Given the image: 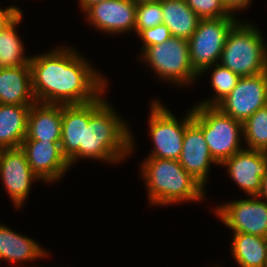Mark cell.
Masks as SVG:
<instances>
[{"label": "cell", "instance_id": "6da1fadb", "mask_svg": "<svg viewBox=\"0 0 267 267\" xmlns=\"http://www.w3.org/2000/svg\"><path fill=\"white\" fill-rule=\"evenodd\" d=\"M74 49L57 47L31 56L32 88L37 103L80 105L105 93L107 81Z\"/></svg>", "mask_w": 267, "mask_h": 267}, {"label": "cell", "instance_id": "7a4b0ae2", "mask_svg": "<svg viewBox=\"0 0 267 267\" xmlns=\"http://www.w3.org/2000/svg\"><path fill=\"white\" fill-rule=\"evenodd\" d=\"M101 94L89 103V123L84 124L83 159L117 163L132 154L134 136L127 122Z\"/></svg>", "mask_w": 267, "mask_h": 267}, {"label": "cell", "instance_id": "3957f363", "mask_svg": "<svg viewBox=\"0 0 267 267\" xmlns=\"http://www.w3.org/2000/svg\"><path fill=\"white\" fill-rule=\"evenodd\" d=\"M140 170L151 206L198 202L206 195L205 188L178 160L146 158Z\"/></svg>", "mask_w": 267, "mask_h": 267}, {"label": "cell", "instance_id": "277c9868", "mask_svg": "<svg viewBox=\"0 0 267 267\" xmlns=\"http://www.w3.org/2000/svg\"><path fill=\"white\" fill-rule=\"evenodd\" d=\"M253 25L238 21L231 28L219 61L239 77L267 72V44Z\"/></svg>", "mask_w": 267, "mask_h": 267}, {"label": "cell", "instance_id": "5b68a950", "mask_svg": "<svg viewBox=\"0 0 267 267\" xmlns=\"http://www.w3.org/2000/svg\"><path fill=\"white\" fill-rule=\"evenodd\" d=\"M192 109L193 122L203 131L209 151L219 165L245 148L240 142L243 123L225 115L215 106L196 105Z\"/></svg>", "mask_w": 267, "mask_h": 267}, {"label": "cell", "instance_id": "8992f818", "mask_svg": "<svg viewBox=\"0 0 267 267\" xmlns=\"http://www.w3.org/2000/svg\"><path fill=\"white\" fill-rule=\"evenodd\" d=\"M139 55L146 64L152 67L161 81L172 85H191L199 74L190 62L188 40L171 37L169 40L146 47Z\"/></svg>", "mask_w": 267, "mask_h": 267}, {"label": "cell", "instance_id": "52a82bcc", "mask_svg": "<svg viewBox=\"0 0 267 267\" xmlns=\"http://www.w3.org/2000/svg\"><path fill=\"white\" fill-rule=\"evenodd\" d=\"M150 106L148 127L154 149L147 158L178 160L183 147L185 128L193 121V109L178 122V118L158 99L152 101Z\"/></svg>", "mask_w": 267, "mask_h": 267}, {"label": "cell", "instance_id": "ba28073f", "mask_svg": "<svg viewBox=\"0 0 267 267\" xmlns=\"http://www.w3.org/2000/svg\"><path fill=\"white\" fill-rule=\"evenodd\" d=\"M237 22L235 17L200 20L188 39L190 62L198 74L219 63L228 32Z\"/></svg>", "mask_w": 267, "mask_h": 267}, {"label": "cell", "instance_id": "9c48e42d", "mask_svg": "<svg viewBox=\"0 0 267 267\" xmlns=\"http://www.w3.org/2000/svg\"><path fill=\"white\" fill-rule=\"evenodd\" d=\"M267 105V72L240 77L234 89L215 107L244 123L258 109Z\"/></svg>", "mask_w": 267, "mask_h": 267}, {"label": "cell", "instance_id": "30bf717a", "mask_svg": "<svg viewBox=\"0 0 267 267\" xmlns=\"http://www.w3.org/2000/svg\"><path fill=\"white\" fill-rule=\"evenodd\" d=\"M215 213L233 233L267 238V201L258 196L216 206Z\"/></svg>", "mask_w": 267, "mask_h": 267}, {"label": "cell", "instance_id": "8fae6325", "mask_svg": "<svg viewBox=\"0 0 267 267\" xmlns=\"http://www.w3.org/2000/svg\"><path fill=\"white\" fill-rule=\"evenodd\" d=\"M0 177L16 208H21L34 181H41L32 171L21 147L0 149Z\"/></svg>", "mask_w": 267, "mask_h": 267}, {"label": "cell", "instance_id": "7c38bea8", "mask_svg": "<svg viewBox=\"0 0 267 267\" xmlns=\"http://www.w3.org/2000/svg\"><path fill=\"white\" fill-rule=\"evenodd\" d=\"M21 149L34 174L44 182H57L70 167L63 156L60 142L23 140Z\"/></svg>", "mask_w": 267, "mask_h": 267}, {"label": "cell", "instance_id": "4fadbf2b", "mask_svg": "<svg viewBox=\"0 0 267 267\" xmlns=\"http://www.w3.org/2000/svg\"><path fill=\"white\" fill-rule=\"evenodd\" d=\"M84 14L91 26L107 34L135 30L136 3L131 0H105L90 6Z\"/></svg>", "mask_w": 267, "mask_h": 267}, {"label": "cell", "instance_id": "5bb4252c", "mask_svg": "<svg viewBox=\"0 0 267 267\" xmlns=\"http://www.w3.org/2000/svg\"><path fill=\"white\" fill-rule=\"evenodd\" d=\"M221 166L227 168L229 177L249 196H258L262 177L267 171V152L242 149L225 160Z\"/></svg>", "mask_w": 267, "mask_h": 267}, {"label": "cell", "instance_id": "9a60e30c", "mask_svg": "<svg viewBox=\"0 0 267 267\" xmlns=\"http://www.w3.org/2000/svg\"><path fill=\"white\" fill-rule=\"evenodd\" d=\"M178 161L204 188L211 164L219 165L209 151L203 131L193 121L185 128L183 147Z\"/></svg>", "mask_w": 267, "mask_h": 267}, {"label": "cell", "instance_id": "2e32d148", "mask_svg": "<svg viewBox=\"0 0 267 267\" xmlns=\"http://www.w3.org/2000/svg\"><path fill=\"white\" fill-rule=\"evenodd\" d=\"M89 123V103L62 105L61 150L63 156L73 166L83 159L84 124Z\"/></svg>", "mask_w": 267, "mask_h": 267}, {"label": "cell", "instance_id": "e0dca14e", "mask_svg": "<svg viewBox=\"0 0 267 267\" xmlns=\"http://www.w3.org/2000/svg\"><path fill=\"white\" fill-rule=\"evenodd\" d=\"M61 133L62 105L35 103L30 106L24 140L60 142Z\"/></svg>", "mask_w": 267, "mask_h": 267}, {"label": "cell", "instance_id": "ac0fdd59", "mask_svg": "<svg viewBox=\"0 0 267 267\" xmlns=\"http://www.w3.org/2000/svg\"><path fill=\"white\" fill-rule=\"evenodd\" d=\"M37 103L30 65L0 69V104L33 105Z\"/></svg>", "mask_w": 267, "mask_h": 267}, {"label": "cell", "instance_id": "d6986e66", "mask_svg": "<svg viewBox=\"0 0 267 267\" xmlns=\"http://www.w3.org/2000/svg\"><path fill=\"white\" fill-rule=\"evenodd\" d=\"M48 254L35 239L21 235L0 224V260L18 263L47 257ZM37 258V259H36Z\"/></svg>", "mask_w": 267, "mask_h": 267}, {"label": "cell", "instance_id": "ffe728a7", "mask_svg": "<svg viewBox=\"0 0 267 267\" xmlns=\"http://www.w3.org/2000/svg\"><path fill=\"white\" fill-rule=\"evenodd\" d=\"M30 106L0 104V149L21 146L27 135Z\"/></svg>", "mask_w": 267, "mask_h": 267}, {"label": "cell", "instance_id": "44dd1931", "mask_svg": "<svg viewBox=\"0 0 267 267\" xmlns=\"http://www.w3.org/2000/svg\"><path fill=\"white\" fill-rule=\"evenodd\" d=\"M163 24L173 37L189 39L198 27L200 18L186 0H161Z\"/></svg>", "mask_w": 267, "mask_h": 267}, {"label": "cell", "instance_id": "7402d4cb", "mask_svg": "<svg viewBox=\"0 0 267 267\" xmlns=\"http://www.w3.org/2000/svg\"><path fill=\"white\" fill-rule=\"evenodd\" d=\"M231 253L240 267H265L267 238L258 235L233 233Z\"/></svg>", "mask_w": 267, "mask_h": 267}, {"label": "cell", "instance_id": "603a6c76", "mask_svg": "<svg viewBox=\"0 0 267 267\" xmlns=\"http://www.w3.org/2000/svg\"><path fill=\"white\" fill-rule=\"evenodd\" d=\"M22 19L23 14L21 13L0 32V69L30 65L31 56H25L23 42L15 29Z\"/></svg>", "mask_w": 267, "mask_h": 267}, {"label": "cell", "instance_id": "cb8c5ba5", "mask_svg": "<svg viewBox=\"0 0 267 267\" xmlns=\"http://www.w3.org/2000/svg\"><path fill=\"white\" fill-rule=\"evenodd\" d=\"M246 149L267 152V105L258 109L243 123Z\"/></svg>", "mask_w": 267, "mask_h": 267}, {"label": "cell", "instance_id": "d4e9b609", "mask_svg": "<svg viewBox=\"0 0 267 267\" xmlns=\"http://www.w3.org/2000/svg\"><path fill=\"white\" fill-rule=\"evenodd\" d=\"M211 72V86L216 92L214 98L204 100L197 105L203 106H216L221 100H223L236 86L239 76L232 72L230 69L222 66L220 63H216L213 66L206 67L199 75H203L206 71L208 72L212 67Z\"/></svg>", "mask_w": 267, "mask_h": 267}, {"label": "cell", "instance_id": "484cf974", "mask_svg": "<svg viewBox=\"0 0 267 267\" xmlns=\"http://www.w3.org/2000/svg\"><path fill=\"white\" fill-rule=\"evenodd\" d=\"M163 12L161 0L136 3V23L137 34L146 28L163 24Z\"/></svg>", "mask_w": 267, "mask_h": 267}, {"label": "cell", "instance_id": "4316f807", "mask_svg": "<svg viewBox=\"0 0 267 267\" xmlns=\"http://www.w3.org/2000/svg\"><path fill=\"white\" fill-rule=\"evenodd\" d=\"M186 2L200 19L235 17L226 10L222 0H186Z\"/></svg>", "mask_w": 267, "mask_h": 267}, {"label": "cell", "instance_id": "83f0119b", "mask_svg": "<svg viewBox=\"0 0 267 267\" xmlns=\"http://www.w3.org/2000/svg\"><path fill=\"white\" fill-rule=\"evenodd\" d=\"M137 36L143 41L142 51L149 46L161 44L172 36L165 24L141 30Z\"/></svg>", "mask_w": 267, "mask_h": 267}, {"label": "cell", "instance_id": "f1b7e54d", "mask_svg": "<svg viewBox=\"0 0 267 267\" xmlns=\"http://www.w3.org/2000/svg\"><path fill=\"white\" fill-rule=\"evenodd\" d=\"M22 13L19 7L11 5L5 7L4 10L0 8V32L9 26Z\"/></svg>", "mask_w": 267, "mask_h": 267}, {"label": "cell", "instance_id": "f546056e", "mask_svg": "<svg viewBox=\"0 0 267 267\" xmlns=\"http://www.w3.org/2000/svg\"><path fill=\"white\" fill-rule=\"evenodd\" d=\"M224 7L226 10L231 14L235 16V13L237 10L239 11L241 9H245L251 4V0H222Z\"/></svg>", "mask_w": 267, "mask_h": 267}, {"label": "cell", "instance_id": "4dcf8cb0", "mask_svg": "<svg viewBox=\"0 0 267 267\" xmlns=\"http://www.w3.org/2000/svg\"><path fill=\"white\" fill-rule=\"evenodd\" d=\"M258 197L265 199L267 201V171L265 175L262 177L261 189L258 193Z\"/></svg>", "mask_w": 267, "mask_h": 267}, {"label": "cell", "instance_id": "1f68e13d", "mask_svg": "<svg viewBox=\"0 0 267 267\" xmlns=\"http://www.w3.org/2000/svg\"><path fill=\"white\" fill-rule=\"evenodd\" d=\"M105 0H79L80 8L83 12H85L90 6L100 3Z\"/></svg>", "mask_w": 267, "mask_h": 267}, {"label": "cell", "instance_id": "d6a6232c", "mask_svg": "<svg viewBox=\"0 0 267 267\" xmlns=\"http://www.w3.org/2000/svg\"><path fill=\"white\" fill-rule=\"evenodd\" d=\"M134 3L148 2V1H156V0H131Z\"/></svg>", "mask_w": 267, "mask_h": 267}]
</instances>
